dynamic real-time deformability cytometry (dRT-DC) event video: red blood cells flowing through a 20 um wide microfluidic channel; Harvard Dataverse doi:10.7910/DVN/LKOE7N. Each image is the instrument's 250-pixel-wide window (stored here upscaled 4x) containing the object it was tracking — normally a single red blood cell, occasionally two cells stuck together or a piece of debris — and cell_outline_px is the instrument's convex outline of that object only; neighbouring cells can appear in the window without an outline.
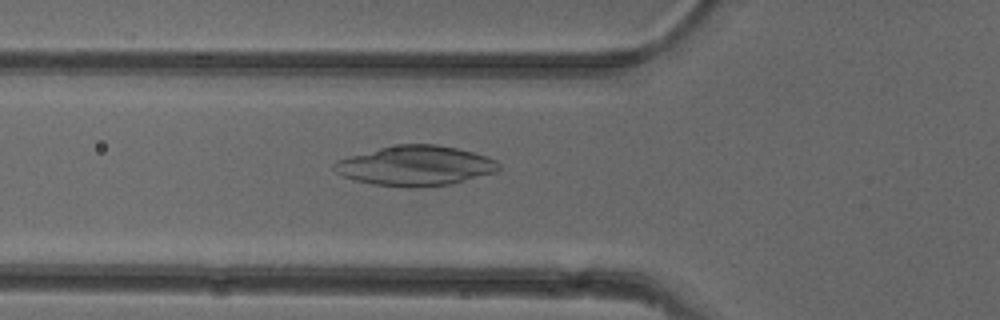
{"species": "common noctule bat (a hibernating species)", "species_latin": "Nyctalus noctula", "temperature_condition": "cold", "stored_images_in_passage": 51, "camera_frame_rate_fps": 3000, "um_per_image_px": 0.085, "animal": {"sex": "female"}, "frame": {"image": 1, "passage_image": 18, "time_ms": 5.667, "image_size_px": [1000, 320], "cell_outline_px": [[500, 168], [496, 172], [448, 184], [424, 188], [408, 188], [372, 184], [356, 180], [344, 176], [336, 172], [332, 168], [332, 164], [336, 160], [348, 156], [380, 148], [400, 144], [436, 144], [456, 148], [488, 156], [496, 160], [500, 164]], "centroid_in_image_um": [35.3, 14.09], "position_along_channel_um": 90.5, "area_um2": 38.32}}
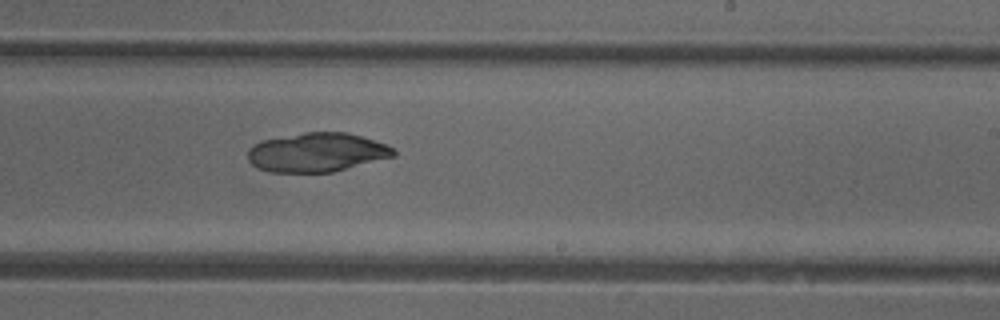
{"frame": {"image": 2, "passage_image": 31, "time_ms": 10.0, "image_size_px": [1000, 320], "cell_outline_px": [[396, 156], [332, 172], [268, 172], [256, 168], [248, 160], [248, 148], [252, 144], [260, 140], [304, 132], [348, 132], [384, 144], [392, 148], [396, 152]], "centroid_in_image_um": [26.88, 12.95], "position_along_channel_um": 262.1, "area_um2": 33.29}}
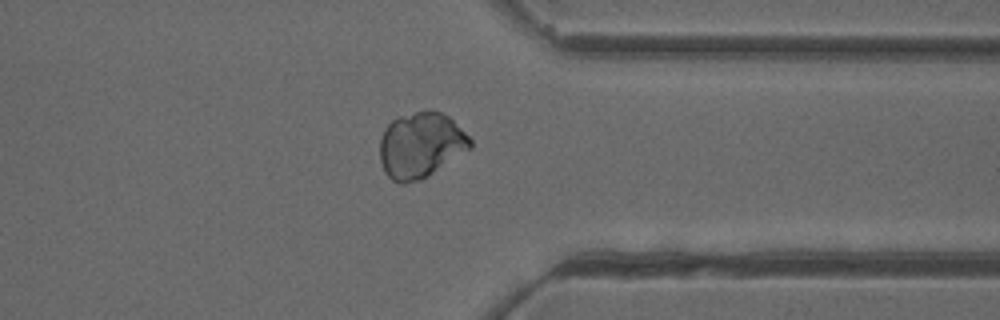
{"frame": {"image": 3, "passage_image": 40, "time_ms": 13.0, "image_size_px": [1000, 320], "cell_outline_px": [[472, 148], [420, 180], [404, 184], [400, 184], [392, 180], [384, 172], [380, 160], [380, 136], [384, 128], [392, 120], [400, 116], [428, 108], [432, 108], [448, 116], [472, 140]], "centroid_in_image_um": [35.74, 12.32], "position_along_channel_um": 375.7, "area_um2": 34.74}}